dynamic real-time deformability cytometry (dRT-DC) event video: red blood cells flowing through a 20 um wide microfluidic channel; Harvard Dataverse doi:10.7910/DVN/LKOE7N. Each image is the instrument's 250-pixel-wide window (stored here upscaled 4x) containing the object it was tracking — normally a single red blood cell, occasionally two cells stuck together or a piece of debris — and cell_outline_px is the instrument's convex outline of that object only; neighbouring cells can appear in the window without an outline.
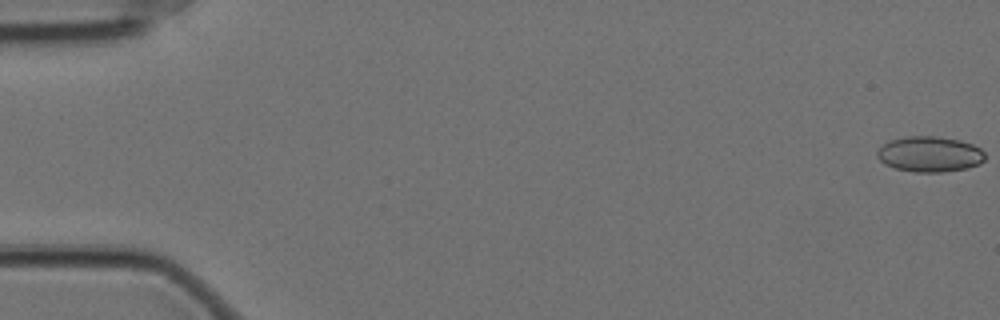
{"species": "Egyptian fruit bat (a non-hibernating species)", "species_latin": "Rousettus aegyptiacus", "temperature_condition": "cold", "stored_images_in_passage": 49, "camera_frame_rate_fps": 3000, "um_per_image_px": 0.085, "animal": {"sex": "female"}, "frame": {"image": 1, "passage_image": 1, "time_ms": 0.0, "image_size_px": [1000, 320], "cell_outline_px": [[984, 160], [980, 164], [968, 168], [944, 172], [916, 172], [896, 168], [884, 164], [876, 156], [876, 152], [888, 140], [908, 136], [936, 136], [960, 140], [972, 144], [980, 148], [984, 152]], "centroid_in_image_um": [79.03, 13.1], "position_along_channel_um": 6.0, "area_um2": 22.43}}
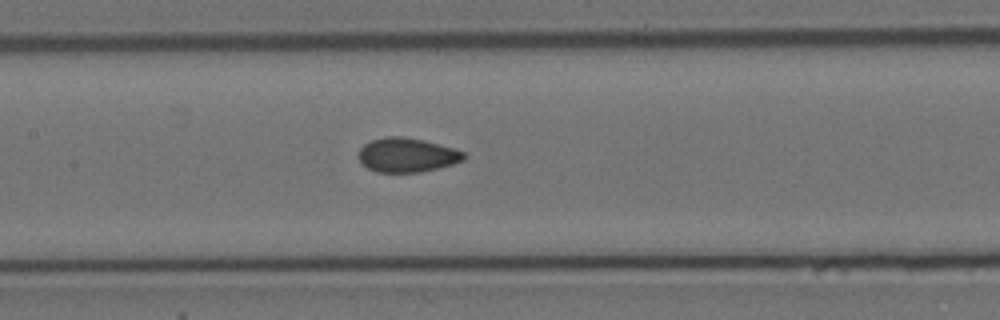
{"frame": {"image": 2, "passage_image": 28, "time_ms": 9.0, "image_size_px": [1000, 320], "cell_outline_px": [[468, 156], [464, 160], [452, 164], [420, 172], [376, 172], [368, 168], [356, 156], [360, 148], [364, 144], [372, 140], [384, 136], [404, 136], [424, 140], [452, 148], [464, 152]], "centroid_in_image_um": [34.57, 13.17], "position_along_channel_um": 172.8, "area_um2": 21.04}}
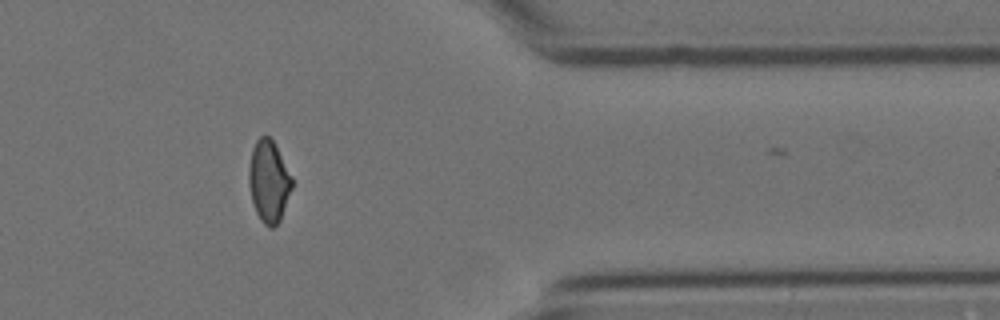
{"frame": {"image": 3, "passage_image": 48, "time_ms": 15.667, "image_size_px": [1000, 320], "cell_outline_px": [[292, 188], [280, 220], [272, 228], [268, 228], [260, 220], [256, 212], [252, 200], [248, 184], [248, 168], [252, 148], [256, 140], [260, 136], [268, 136], [272, 140], [292, 176]], "centroid_in_image_um": [22.83, 15.42], "position_along_channel_um": 388.6, "area_um2": 20.52}}